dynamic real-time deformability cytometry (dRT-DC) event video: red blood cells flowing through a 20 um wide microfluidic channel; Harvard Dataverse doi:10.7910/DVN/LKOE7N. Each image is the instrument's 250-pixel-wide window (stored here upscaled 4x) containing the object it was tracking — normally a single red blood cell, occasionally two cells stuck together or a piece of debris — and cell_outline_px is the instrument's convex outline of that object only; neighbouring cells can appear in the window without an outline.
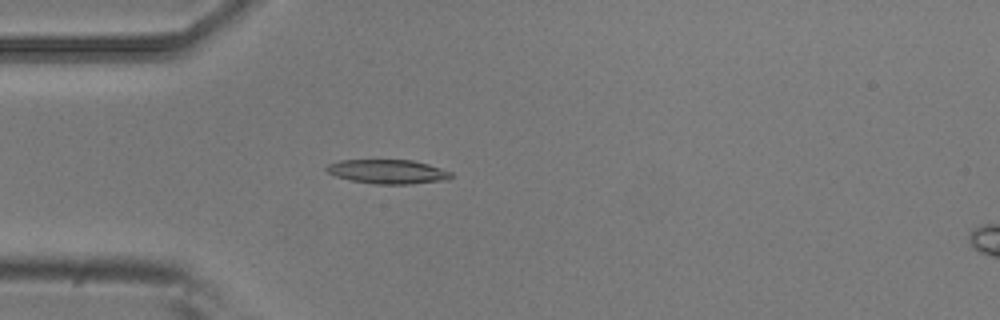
{"species": "common noctule bat (a hibernating species)", "species_latin": "Nyctalus noctula", "temperature_condition": "room temperature", "stored_images_in_passage": 4, "camera_frame_rate_fps": 3000, "um_per_image_px": 0.085, "animal": {"sex": "male", "body_mass_g": 20.5, "forearm_length_mm": 52.5}, "frame": {"image": 1, "passage_image": 4, "time_ms": 1.0, "image_size_px": [1000, 320], "cell_outline_px": [[452, 176], [448, 180], [412, 184], [376, 184], [352, 180], [336, 176], [328, 172], [324, 168], [328, 164], [340, 160], [412, 160], [428, 164], [452, 172]], "centroid_in_image_um": [32.98, 14.59], "position_along_channel_um": 52.0, "area_um2": 17.51}}